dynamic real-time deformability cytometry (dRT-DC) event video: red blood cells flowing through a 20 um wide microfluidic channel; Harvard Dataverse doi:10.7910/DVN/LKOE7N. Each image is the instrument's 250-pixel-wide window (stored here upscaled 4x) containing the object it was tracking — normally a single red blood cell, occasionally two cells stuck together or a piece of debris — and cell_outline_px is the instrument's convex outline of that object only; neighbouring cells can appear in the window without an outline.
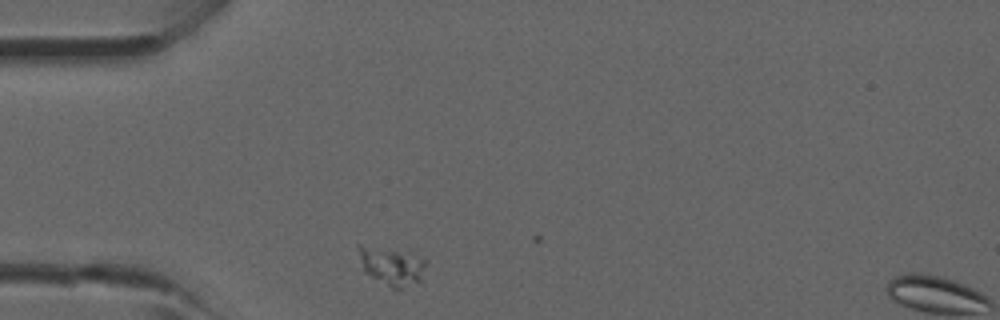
{"species": "common noctule bat (a hibernating species)", "species_latin": "Nyctalus noctula", "temperature_condition": "room temperature", "stored_images_in_passage": 2, "camera_frame_rate_fps": 3000, "um_per_image_px": 0.085, "animal": {"sex": "male", "forearm_length_mm": 52.5}, "frame": {"image": 1, "passage_image": 1, "time_ms": 0.0, "image_size_px": [1000, 320], "cell_outline_px": [[424, 264], [420, 280], [396, 292], [364, 272], [356, 248], [356, 244], [360, 244], [424, 256]], "centroid_in_image_um": [33.24, 22.63], "position_along_channel_um": 51.8, "area_um2": 15.03}}